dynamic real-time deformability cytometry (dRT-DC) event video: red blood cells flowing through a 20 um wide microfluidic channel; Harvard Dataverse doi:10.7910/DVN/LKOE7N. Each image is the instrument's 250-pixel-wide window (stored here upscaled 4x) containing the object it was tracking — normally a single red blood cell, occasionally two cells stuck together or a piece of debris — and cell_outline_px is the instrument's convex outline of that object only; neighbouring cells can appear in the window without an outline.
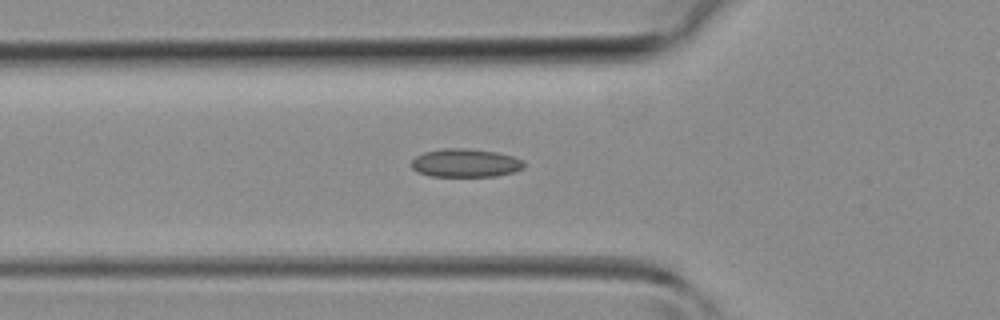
{"species": "common noctule bat (a hibernating species)", "species_latin": "Nyctalus noctula", "temperature_condition": "room temperature", "stored_images_in_passage": 28, "camera_frame_rate_fps": 3000, "um_per_image_px": 0.085, "animal": {"sex": "female", "body_mass_g": 19.3, "forearm_length_mm": 54.1}, "frame": {"image": 1, "passage_image": 3, "time_ms": 0.667, "image_size_px": [1000, 320], "cell_outline_px": [[524, 168], [512, 172], [496, 176], [428, 176], [412, 168], [412, 160], [416, 156], [424, 152], [444, 148], [468, 148], [496, 152], [512, 156], [524, 160]], "centroid_in_image_um": [39.57, 13.85], "position_along_channel_um": 86.2, "area_um2": 18.55}}
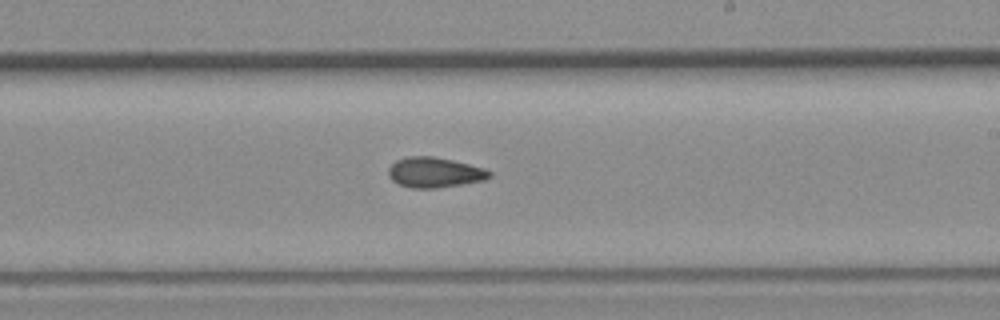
{"frame": {"image": 2, "passage_image": 13, "time_ms": 4.0, "image_size_px": [1000, 320], "cell_outline_px": [[492, 176], [484, 180], [460, 184], [432, 188], [412, 188], [400, 184], [392, 180], [388, 176], [388, 168], [396, 160], [408, 156], [432, 156], [452, 160], [484, 168], [492, 172]], "centroid_in_image_um": [36.92, 14.64], "position_along_channel_um": 252.1, "area_um2": 17.63}}
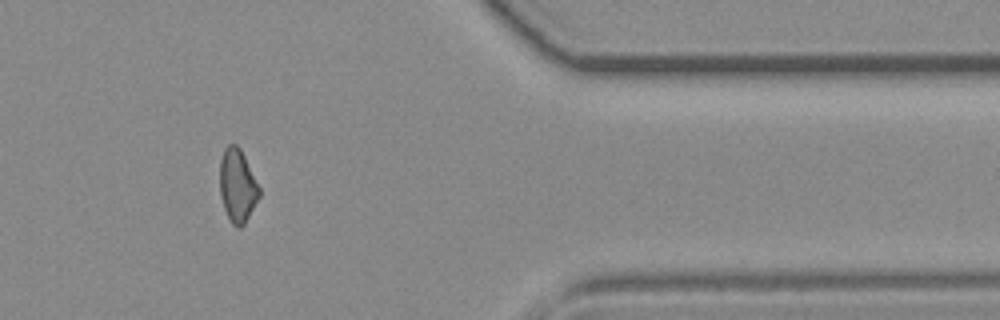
{"frame": {"image": 3, "passage_image": 23, "time_ms": 7.333, "image_size_px": [1000, 320], "cell_outline_px": [[260, 196], [244, 224], [240, 228], [236, 228], [232, 224], [224, 208], [220, 196], [220, 160], [224, 148], [228, 144], [236, 144], [240, 148], [260, 188]], "centroid_in_image_um": [20.17, 15.78], "position_along_channel_um": 391.2, "area_um2": 16.76}}